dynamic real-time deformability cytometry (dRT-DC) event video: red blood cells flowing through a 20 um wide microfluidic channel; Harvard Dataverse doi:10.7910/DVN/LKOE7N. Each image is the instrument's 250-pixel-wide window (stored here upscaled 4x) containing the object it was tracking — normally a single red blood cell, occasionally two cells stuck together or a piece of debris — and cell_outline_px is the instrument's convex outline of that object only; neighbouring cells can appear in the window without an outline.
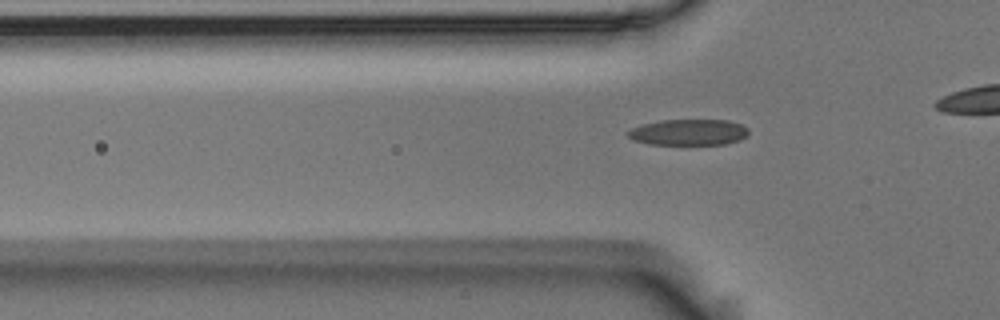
{"species": "Egyptian fruit bat (a non-hibernating species)", "species_latin": "Rousettus aegyptiacus", "temperature_condition": "room temperature", "stored_images_in_passage": 13, "camera_frame_rate_fps": 3000, "um_per_image_px": 0.085, "animal": {"sex": "male"}, "frame": {"image": 1, "passage_image": 3, "time_ms": 0.667, "image_size_px": [1000, 320], "cell_outline_px": [[748, 136], [740, 140], [724, 144], [648, 144], [632, 140], [628, 136], [628, 132], [632, 128], [644, 124], [664, 120], [728, 120], [740, 124], [748, 128]], "centroid_in_image_um": [58.56, 11.24], "position_along_channel_um": 67.2, "area_um2": 18.21}}
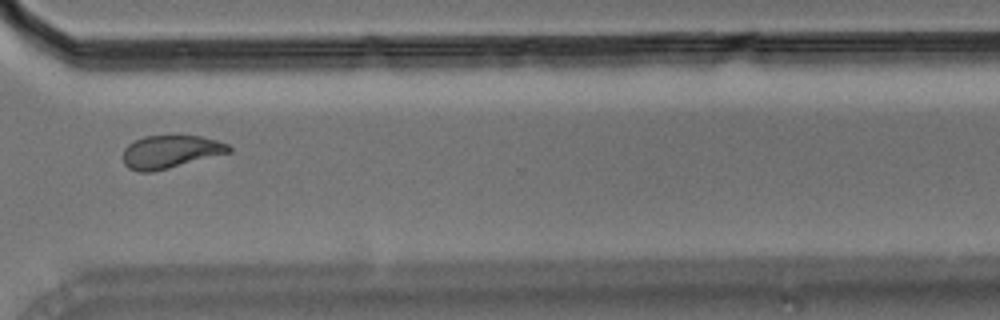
{"frame": {"image": 2, "passage_image": 10, "time_ms": 3.0, "image_size_px": [1000, 320], "cell_outline_px": [[232, 152], [152, 172], [140, 172], [128, 168], [124, 164], [124, 148], [128, 144], [144, 136], [200, 136], [216, 140], [228, 144], [232, 148]], "centroid_in_image_um": [14.49, 12.9], "position_along_channel_um": 356.1, "area_um2": 20.17}}